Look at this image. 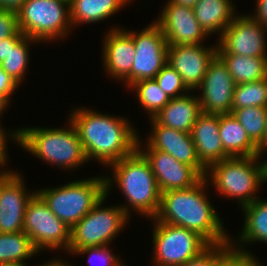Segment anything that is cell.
<instances>
[{
	"instance_id": "6da1fadb",
	"label": "cell",
	"mask_w": 267,
	"mask_h": 266,
	"mask_svg": "<svg viewBox=\"0 0 267 266\" xmlns=\"http://www.w3.org/2000/svg\"><path fill=\"white\" fill-rule=\"evenodd\" d=\"M68 119L78 132L88 162L95 159L108 168L137 150L139 133L124 116L76 107Z\"/></svg>"
},
{
	"instance_id": "7a4b0ae2",
	"label": "cell",
	"mask_w": 267,
	"mask_h": 266,
	"mask_svg": "<svg viewBox=\"0 0 267 266\" xmlns=\"http://www.w3.org/2000/svg\"><path fill=\"white\" fill-rule=\"evenodd\" d=\"M210 183L203 177L196 185L161 193L156 219L195 231L209 244L229 243L230 238L205 189Z\"/></svg>"
},
{
	"instance_id": "3957f363",
	"label": "cell",
	"mask_w": 267,
	"mask_h": 266,
	"mask_svg": "<svg viewBox=\"0 0 267 266\" xmlns=\"http://www.w3.org/2000/svg\"><path fill=\"white\" fill-rule=\"evenodd\" d=\"M108 167L113 173L112 178L104 175L106 195L115 183L128 202L119 206L129 217L133 210L141 216L155 218L160 208L161 191L146 158L136 150Z\"/></svg>"
},
{
	"instance_id": "277c9868",
	"label": "cell",
	"mask_w": 267,
	"mask_h": 266,
	"mask_svg": "<svg viewBox=\"0 0 267 266\" xmlns=\"http://www.w3.org/2000/svg\"><path fill=\"white\" fill-rule=\"evenodd\" d=\"M67 124V128L21 127L17 144L50 165L74 171L88 161L75 126L70 120Z\"/></svg>"
},
{
	"instance_id": "5b68a950",
	"label": "cell",
	"mask_w": 267,
	"mask_h": 266,
	"mask_svg": "<svg viewBox=\"0 0 267 266\" xmlns=\"http://www.w3.org/2000/svg\"><path fill=\"white\" fill-rule=\"evenodd\" d=\"M261 157H228L211 165L205 179L222 196L238 200L242 208L258 198L257 191L267 182V160Z\"/></svg>"
},
{
	"instance_id": "8992f818",
	"label": "cell",
	"mask_w": 267,
	"mask_h": 266,
	"mask_svg": "<svg viewBox=\"0 0 267 266\" xmlns=\"http://www.w3.org/2000/svg\"><path fill=\"white\" fill-rule=\"evenodd\" d=\"M36 192L49 209L71 229L106 195L105 177L79 179Z\"/></svg>"
},
{
	"instance_id": "52a82bcc",
	"label": "cell",
	"mask_w": 267,
	"mask_h": 266,
	"mask_svg": "<svg viewBox=\"0 0 267 266\" xmlns=\"http://www.w3.org/2000/svg\"><path fill=\"white\" fill-rule=\"evenodd\" d=\"M17 20L24 35L42 43L61 40L73 29L67 0H27Z\"/></svg>"
},
{
	"instance_id": "ba28073f",
	"label": "cell",
	"mask_w": 267,
	"mask_h": 266,
	"mask_svg": "<svg viewBox=\"0 0 267 266\" xmlns=\"http://www.w3.org/2000/svg\"><path fill=\"white\" fill-rule=\"evenodd\" d=\"M107 197L105 195L101 198L86 216L71 228L68 250L108 246L125 224H128L130 218L119 205H102Z\"/></svg>"
},
{
	"instance_id": "9c48e42d",
	"label": "cell",
	"mask_w": 267,
	"mask_h": 266,
	"mask_svg": "<svg viewBox=\"0 0 267 266\" xmlns=\"http://www.w3.org/2000/svg\"><path fill=\"white\" fill-rule=\"evenodd\" d=\"M153 266H180L203 251L209 243L193 230L151 219Z\"/></svg>"
},
{
	"instance_id": "30bf717a",
	"label": "cell",
	"mask_w": 267,
	"mask_h": 266,
	"mask_svg": "<svg viewBox=\"0 0 267 266\" xmlns=\"http://www.w3.org/2000/svg\"><path fill=\"white\" fill-rule=\"evenodd\" d=\"M71 229L62 222L36 192L29 200L23 232L31 239L36 250H65L70 247Z\"/></svg>"
},
{
	"instance_id": "8fae6325",
	"label": "cell",
	"mask_w": 267,
	"mask_h": 266,
	"mask_svg": "<svg viewBox=\"0 0 267 266\" xmlns=\"http://www.w3.org/2000/svg\"><path fill=\"white\" fill-rule=\"evenodd\" d=\"M122 28L132 37L135 46L132 84L145 79H154L167 64L169 45L160 27L152 21L139 32Z\"/></svg>"
},
{
	"instance_id": "7c38bea8",
	"label": "cell",
	"mask_w": 267,
	"mask_h": 266,
	"mask_svg": "<svg viewBox=\"0 0 267 266\" xmlns=\"http://www.w3.org/2000/svg\"><path fill=\"white\" fill-rule=\"evenodd\" d=\"M266 38V26L250 15H236L217 39V54L267 58Z\"/></svg>"
},
{
	"instance_id": "4fadbf2b",
	"label": "cell",
	"mask_w": 267,
	"mask_h": 266,
	"mask_svg": "<svg viewBox=\"0 0 267 266\" xmlns=\"http://www.w3.org/2000/svg\"><path fill=\"white\" fill-rule=\"evenodd\" d=\"M140 139L137 150L148 161L161 193L192 187L203 178L192 166L178 162L169 153L153 149L147 142L145 149L141 148Z\"/></svg>"
},
{
	"instance_id": "5bb4252c",
	"label": "cell",
	"mask_w": 267,
	"mask_h": 266,
	"mask_svg": "<svg viewBox=\"0 0 267 266\" xmlns=\"http://www.w3.org/2000/svg\"><path fill=\"white\" fill-rule=\"evenodd\" d=\"M236 83L226 65L216 55L209 63L202 84L196 89L201 110L209 114H228L232 112V100Z\"/></svg>"
},
{
	"instance_id": "9a60e30c",
	"label": "cell",
	"mask_w": 267,
	"mask_h": 266,
	"mask_svg": "<svg viewBox=\"0 0 267 266\" xmlns=\"http://www.w3.org/2000/svg\"><path fill=\"white\" fill-rule=\"evenodd\" d=\"M165 4L154 22L160 27L168 45L204 44L206 37L210 36L198 23L193 8L168 0Z\"/></svg>"
},
{
	"instance_id": "2e32d148",
	"label": "cell",
	"mask_w": 267,
	"mask_h": 266,
	"mask_svg": "<svg viewBox=\"0 0 267 266\" xmlns=\"http://www.w3.org/2000/svg\"><path fill=\"white\" fill-rule=\"evenodd\" d=\"M22 178L17 171L0 176V233L23 231L26 207L36 190H27Z\"/></svg>"
},
{
	"instance_id": "e0dca14e",
	"label": "cell",
	"mask_w": 267,
	"mask_h": 266,
	"mask_svg": "<svg viewBox=\"0 0 267 266\" xmlns=\"http://www.w3.org/2000/svg\"><path fill=\"white\" fill-rule=\"evenodd\" d=\"M203 45L168 46L167 64L181 75L189 91L202 84L209 63L217 55V43L210 47Z\"/></svg>"
},
{
	"instance_id": "ac0fdd59",
	"label": "cell",
	"mask_w": 267,
	"mask_h": 266,
	"mask_svg": "<svg viewBox=\"0 0 267 266\" xmlns=\"http://www.w3.org/2000/svg\"><path fill=\"white\" fill-rule=\"evenodd\" d=\"M104 36L102 43L104 70L112 79L124 81L123 83L129 88L132 85V65L136 53L134 41L123 28L116 26L105 32Z\"/></svg>"
},
{
	"instance_id": "d6986e66",
	"label": "cell",
	"mask_w": 267,
	"mask_h": 266,
	"mask_svg": "<svg viewBox=\"0 0 267 266\" xmlns=\"http://www.w3.org/2000/svg\"><path fill=\"white\" fill-rule=\"evenodd\" d=\"M151 133L145 141L153 149L169 153L178 162L192 166L202 177L206 169L199 163L196 147L190 133L159 125L153 118Z\"/></svg>"
},
{
	"instance_id": "ffe728a7",
	"label": "cell",
	"mask_w": 267,
	"mask_h": 266,
	"mask_svg": "<svg viewBox=\"0 0 267 266\" xmlns=\"http://www.w3.org/2000/svg\"><path fill=\"white\" fill-rule=\"evenodd\" d=\"M199 163L207 170L211 165L231 157L222 145L219 115L202 112L191 130Z\"/></svg>"
},
{
	"instance_id": "44dd1931",
	"label": "cell",
	"mask_w": 267,
	"mask_h": 266,
	"mask_svg": "<svg viewBox=\"0 0 267 266\" xmlns=\"http://www.w3.org/2000/svg\"><path fill=\"white\" fill-rule=\"evenodd\" d=\"M202 113L197 96L187 94L170 99L153 118L159 125H163L185 133H191L192 127Z\"/></svg>"
},
{
	"instance_id": "7402d4cb",
	"label": "cell",
	"mask_w": 267,
	"mask_h": 266,
	"mask_svg": "<svg viewBox=\"0 0 267 266\" xmlns=\"http://www.w3.org/2000/svg\"><path fill=\"white\" fill-rule=\"evenodd\" d=\"M241 209L245 216L243 228L237 240L232 237L230 243L237 250L251 253L246 245L253 242L267 243V199L257 198Z\"/></svg>"
},
{
	"instance_id": "603a6c76",
	"label": "cell",
	"mask_w": 267,
	"mask_h": 266,
	"mask_svg": "<svg viewBox=\"0 0 267 266\" xmlns=\"http://www.w3.org/2000/svg\"><path fill=\"white\" fill-rule=\"evenodd\" d=\"M192 8L198 23L210 36L216 32L220 36L237 15L232 0H198Z\"/></svg>"
},
{
	"instance_id": "cb8c5ba5",
	"label": "cell",
	"mask_w": 267,
	"mask_h": 266,
	"mask_svg": "<svg viewBox=\"0 0 267 266\" xmlns=\"http://www.w3.org/2000/svg\"><path fill=\"white\" fill-rule=\"evenodd\" d=\"M219 133L224 150L231 157L260 155L258 147L232 113L219 115Z\"/></svg>"
},
{
	"instance_id": "d4e9b609",
	"label": "cell",
	"mask_w": 267,
	"mask_h": 266,
	"mask_svg": "<svg viewBox=\"0 0 267 266\" xmlns=\"http://www.w3.org/2000/svg\"><path fill=\"white\" fill-rule=\"evenodd\" d=\"M132 0H70V21L72 28L79 24L104 21L114 15ZM75 25V26H74Z\"/></svg>"
},
{
	"instance_id": "484cf974",
	"label": "cell",
	"mask_w": 267,
	"mask_h": 266,
	"mask_svg": "<svg viewBox=\"0 0 267 266\" xmlns=\"http://www.w3.org/2000/svg\"><path fill=\"white\" fill-rule=\"evenodd\" d=\"M237 84L259 81L267 77V58L238 54H217Z\"/></svg>"
},
{
	"instance_id": "4316f807",
	"label": "cell",
	"mask_w": 267,
	"mask_h": 266,
	"mask_svg": "<svg viewBox=\"0 0 267 266\" xmlns=\"http://www.w3.org/2000/svg\"><path fill=\"white\" fill-rule=\"evenodd\" d=\"M39 252L23 232L0 233V262L27 264Z\"/></svg>"
},
{
	"instance_id": "83f0119b",
	"label": "cell",
	"mask_w": 267,
	"mask_h": 266,
	"mask_svg": "<svg viewBox=\"0 0 267 266\" xmlns=\"http://www.w3.org/2000/svg\"><path fill=\"white\" fill-rule=\"evenodd\" d=\"M38 41L24 35L15 45H9L7 58L1 63L4 72H6L14 82L20 86L24 77H26L29 58L30 45Z\"/></svg>"
},
{
	"instance_id": "f1b7e54d",
	"label": "cell",
	"mask_w": 267,
	"mask_h": 266,
	"mask_svg": "<svg viewBox=\"0 0 267 266\" xmlns=\"http://www.w3.org/2000/svg\"><path fill=\"white\" fill-rule=\"evenodd\" d=\"M130 88L136 90L140 106L144 107V111H147L150 116L149 119L154 118L170 101V98L160 88L155 78L135 82Z\"/></svg>"
},
{
	"instance_id": "f546056e",
	"label": "cell",
	"mask_w": 267,
	"mask_h": 266,
	"mask_svg": "<svg viewBox=\"0 0 267 266\" xmlns=\"http://www.w3.org/2000/svg\"><path fill=\"white\" fill-rule=\"evenodd\" d=\"M267 107H245L233 110L231 113L245 129L250 140L258 147L262 155V140L266 126Z\"/></svg>"
},
{
	"instance_id": "4dcf8cb0",
	"label": "cell",
	"mask_w": 267,
	"mask_h": 266,
	"mask_svg": "<svg viewBox=\"0 0 267 266\" xmlns=\"http://www.w3.org/2000/svg\"><path fill=\"white\" fill-rule=\"evenodd\" d=\"M245 107H267V77L235 86L232 111Z\"/></svg>"
},
{
	"instance_id": "1f68e13d",
	"label": "cell",
	"mask_w": 267,
	"mask_h": 266,
	"mask_svg": "<svg viewBox=\"0 0 267 266\" xmlns=\"http://www.w3.org/2000/svg\"><path fill=\"white\" fill-rule=\"evenodd\" d=\"M155 80L170 99L183 96L187 94L186 91L189 92L181 75L168 64L155 76Z\"/></svg>"
},
{
	"instance_id": "d6a6232c",
	"label": "cell",
	"mask_w": 267,
	"mask_h": 266,
	"mask_svg": "<svg viewBox=\"0 0 267 266\" xmlns=\"http://www.w3.org/2000/svg\"><path fill=\"white\" fill-rule=\"evenodd\" d=\"M110 245L108 246H98V247H87L78 250H68L67 253L71 255H83L88 254V264L91 266H123L124 263L121 261L119 256L113 254L110 250ZM96 258V259H95ZM98 260V261H94ZM95 262V263H94ZM98 262V263H96ZM94 263V264H92ZM96 264V265H95ZM98 264V265H97Z\"/></svg>"
},
{
	"instance_id": "836d02e7",
	"label": "cell",
	"mask_w": 267,
	"mask_h": 266,
	"mask_svg": "<svg viewBox=\"0 0 267 266\" xmlns=\"http://www.w3.org/2000/svg\"><path fill=\"white\" fill-rule=\"evenodd\" d=\"M253 253L237 250L230 245L216 260L214 266H256Z\"/></svg>"
},
{
	"instance_id": "e575fe53",
	"label": "cell",
	"mask_w": 267,
	"mask_h": 266,
	"mask_svg": "<svg viewBox=\"0 0 267 266\" xmlns=\"http://www.w3.org/2000/svg\"><path fill=\"white\" fill-rule=\"evenodd\" d=\"M231 245V243L209 244L197 256L180 266H214L215 260Z\"/></svg>"
},
{
	"instance_id": "d590c367",
	"label": "cell",
	"mask_w": 267,
	"mask_h": 266,
	"mask_svg": "<svg viewBox=\"0 0 267 266\" xmlns=\"http://www.w3.org/2000/svg\"><path fill=\"white\" fill-rule=\"evenodd\" d=\"M18 31L17 13L0 10V40L12 37Z\"/></svg>"
},
{
	"instance_id": "8d00e7d4",
	"label": "cell",
	"mask_w": 267,
	"mask_h": 266,
	"mask_svg": "<svg viewBox=\"0 0 267 266\" xmlns=\"http://www.w3.org/2000/svg\"><path fill=\"white\" fill-rule=\"evenodd\" d=\"M13 131V132H12ZM10 130L8 132H6L4 129H0V168H2V170L0 169V176H4V175H8L14 171L12 170H7L6 168V164L8 162V153H7V141L8 139H12L11 141H14L15 143H18V136H19V128L18 130ZM9 135V136H8ZM8 138V139H7ZM5 165V166H4ZM4 168V170H3ZM6 169V170H5Z\"/></svg>"
},
{
	"instance_id": "74e56055",
	"label": "cell",
	"mask_w": 267,
	"mask_h": 266,
	"mask_svg": "<svg viewBox=\"0 0 267 266\" xmlns=\"http://www.w3.org/2000/svg\"><path fill=\"white\" fill-rule=\"evenodd\" d=\"M18 88L19 85H17L14 80L4 72L2 65L0 64V95L4 96L10 102L11 95H13Z\"/></svg>"
},
{
	"instance_id": "f35d334b",
	"label": "cell",
	"mask_w": 267,
	"mask_h": 266,
	"mask_svg": "<svg viewBox=\"0 0 267 266\" xmlns=\"http://www.w3.org/2000/svg\"><path fill=\"white\" fill-rule=\"evenodd\" d=\"M23 36L19 30L14 36L0 40V64L7 58L9 45H15Z\"/></svg>"
},
{
	"instance_id": "ab89813d",
	"label": "cell",
	"mask_w": 267,
	"mask_h": 266,
	"mask_svg": "<svg viewBox=\"0 0 267 266\" xmlns=\"http://www.w3.org/2000/svg\"><path fill=\"white\" fill-rule=\"evenodd\" d=\"M256 8L252 14H249L254 20L259 21L267 27V0H256ZM255 13V14H254Z\"/></svg>"
},
{
	"instance_id": "60d3db41",
	"label": "cell",
	"mask_w": 267,
	"mask_h": 266,
	"mask_svg": "<svg viewBox=\"0 0 267 266\" xmlns=\"http://www.w3.org/2000/svg\"><path fill=\"white\" fill-rule=\"evenodd\" d=\"M27 0H0V10L17 13Z\"/></svg>"
},
{
	"instance_id": "b9f144b4",
	"label": "cell",
	"mask_w": 267,
	"mask_h": 266,
	"mask_svg": "<svg viewBox=\"0 0 267 266\" xmlns=\"http://www.w3.org/2000/svg\"><path fill=\"white\" fill-rule=\"evenodd\" d=\"M39 266H71V265L69 264V262H65V259L63 261L62 259L60 260V258H57V259H52V261L49 260V262L47 261L45 262V264Z\"/></svg>"
},
{
	"instance_id": "7bdbcfd3",
	"label": "cell",
	"mask_w": 267,
	"mask_h": 266,
	"mask_svg": "<svg viewBox=\"0 0 267 266\" xmlns=\"http://www.w3.org/2000/svg\"><path fill=\"white\" fill-rule=\"evenodd\" d=\"M9 103L10 102L4 96L0 95V116L3 115V113H4L3 111H6L5 109H9L8 108L9 107V105H8ZM0 129H4V127L0 125Z\"/></svg>"
},
{
	"instance_id": "ee69618b",
	"label": "cell",
	"mask_w": 267,
	"mask_h": 266,
	"mask_svg": "<svg viewBox=\"0 0 267 266\" xmlns=\"http://www.w3.org/2000/svg\"><path fill=\"white\" fill-rule=\"evenodd\" d=\"M168 1H172V2L185 5V6H189V7L195 6L196 3L198 2V0H168Z\"/></svg>"
},
{
	"instance_id": "f6af8a7d",
	"label": "cell",
	"mask_w": 267,
	"mask_h": 266,
	"mask_svg": "<svg viewBox=\"0 0 267 266\" xmlns=\"http://www.w3.org/2000/svg\"><path fill=\"white\" fill-rule=\"evenodd\" d=\"M265 120H266V126H265V132H264L263 140H262V155H264V152L267 151V111L265 115Z\"/></svg>"
},
{
	"instance_id": "bcb514c9",
	"label": "cell",
	"mask_w": 267,
	"mask_h": 266,
	"mask_svg": "<svg viewBox=\"0 0 267 266\" xmlns=\"http://www.w3.org/2000/svg\"><path fill=\"white\" fill-rule=\"evenodd\" d=\"M0 266H28L27 264L0 262Z\"/></svg>"
},
{
	"instance_id": "7dc6e473",
	"label": "cell",
	"mask_w": 267,
	"mask_h": 266,
	"mask_svg": "<svg viewBox=\"0 0 267 266\" xmlns=\"http://www.w3.org/2000/svg\"><path fill=\"white\" fill-rule=\"evenodd\" d=\"M256 266H263V265L261 264V262H260V261H258V258H257V263H256Z\"/></svg>"
}]
</instances>
